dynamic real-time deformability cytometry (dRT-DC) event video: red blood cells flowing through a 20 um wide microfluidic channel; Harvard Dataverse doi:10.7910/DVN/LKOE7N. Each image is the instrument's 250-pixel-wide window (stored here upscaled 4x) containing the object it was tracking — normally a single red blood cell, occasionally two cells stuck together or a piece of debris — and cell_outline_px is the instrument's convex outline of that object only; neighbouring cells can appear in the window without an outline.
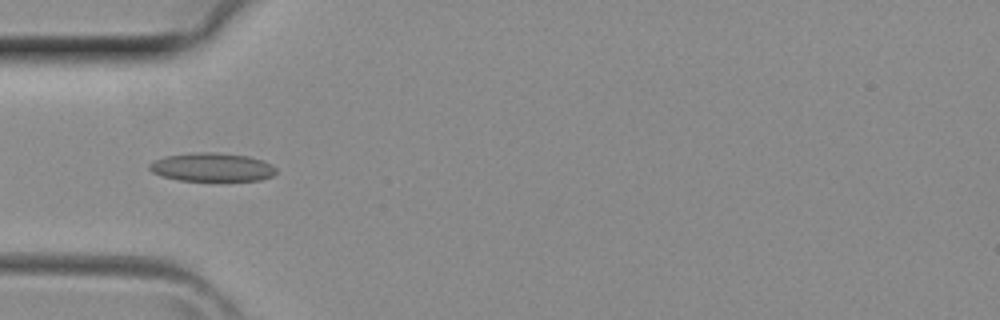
{"species": "common noctule bat (a hibernating species)", "species_latin": "Nyctalus noctula", "temperature_condition": "room temperature", "stored_images_in_passage": 3, "camera_frame_rate_fps": 3000, "um_per_image_px": 0.085, "animal": {"sex": "female", "body_mass_g": 29.2, "forearm_length_mm": 56.3}, "frame": {"image": 1, "passage_image": 3, "time_ms": 0.667, "image_size_px": [1000, 320], "cell_outline_px": [[276, 172], [272, 176], [260, 180], [180, 180], [160, 176], [152, 172], [148, 168], [148, 164], [164, 156], [192, 152], [216, 152], [248, 156], [264, 160], [272, 164], [276, 168]], "centroid_in_image_um": [18.01, 14.2], "position_along_channel_um": 67.0, "area_um2": 21.15}}